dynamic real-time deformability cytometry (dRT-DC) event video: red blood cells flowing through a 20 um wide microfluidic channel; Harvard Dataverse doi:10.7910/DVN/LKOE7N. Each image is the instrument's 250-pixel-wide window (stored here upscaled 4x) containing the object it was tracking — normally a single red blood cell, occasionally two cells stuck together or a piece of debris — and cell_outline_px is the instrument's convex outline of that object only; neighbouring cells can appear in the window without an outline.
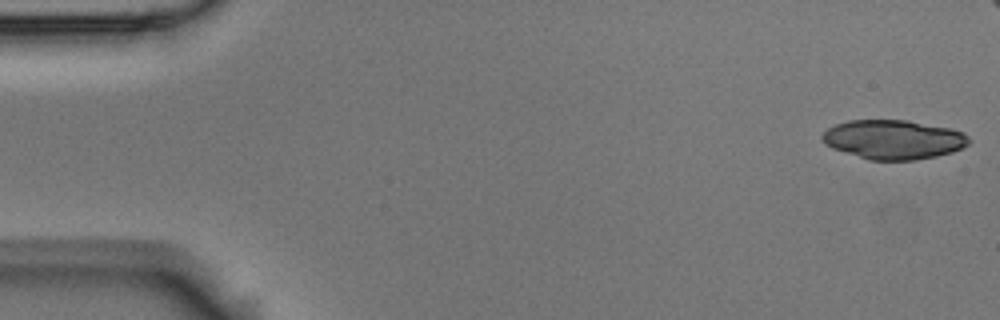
{"species": "Egyptian fruit bat (a non-hibernating species)", "species_latin": "Rousettus aegyptiacus", "temperature_condition": "room temperature", "stored_images_in_passage": 18, "camera_frame_rate_fps": 3000, "um_per_image_px": 0.085, "animal": {"sex": "male"}, "frame": {"image": 1, "passage_image": 1, "time_ms": 0.0, "image_size_px": [1000, 320], "cell_outline_px": [[972, 140], [964, 148], [952, 152], [936, 156], [916, 160], [868, 160], [832, 148], [824, 144], [820, 136], [828, 128], [836, 124], [848, 120], [908, 120], [952, 128], [964, 132]], "centroid_in_image_um": [75.97, 11.86], "position_along_channel_um": 9.0, "area_um2": 33.93}}